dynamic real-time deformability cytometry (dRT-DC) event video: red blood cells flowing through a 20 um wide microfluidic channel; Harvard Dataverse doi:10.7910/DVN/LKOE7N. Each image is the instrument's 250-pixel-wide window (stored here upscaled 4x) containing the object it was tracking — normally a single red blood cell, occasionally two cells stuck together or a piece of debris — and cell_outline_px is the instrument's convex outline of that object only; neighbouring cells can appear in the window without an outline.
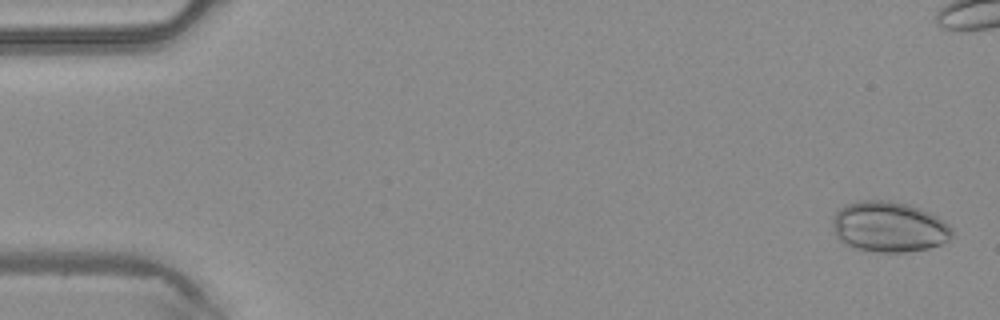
{"species": "common noctule bat (a hibernating species)", "species_latin": "Nyctalus noctula", "temperature_condition": "warm", "stored_images_in_passage": 48, "camera_frame_rate_fps": 3000, "um_per_image_px": 0.085, "animal": {"sex": "male", "body_mass_g": 20.4}, "frame": {"image": 1, "passage_image": 2, "time_ms": 0.333, "image_size_px": [1000, 320], "cell_outline_px": [[952, 236], [940, 244], [928, 248], [904, 252], [880, 252], [856, 248], [844, 244], [836, 236], [832, 224], [832, 220], [836, 212], [844, 204], [860, 200], [888, 200], [908, 204], [920, 208], [936, 216], [948, 224], [952, 232]], "centroid_in_image_um": [75.52, 19.27], "position_along_channel_um": 9.5, "area_um2": 35.08}}
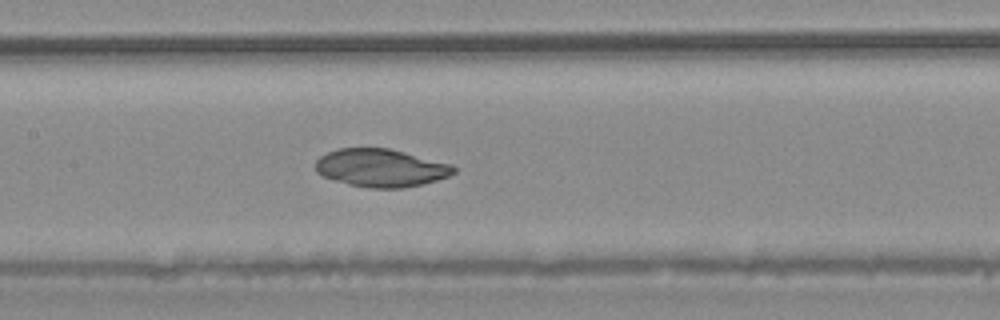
{"frame": {"image": 2, "passage_image": 23, "time_ms": 7.333, "image_size_px": [1000, 320], "cell_outline_px": [[456, 172], [448, 176], [424, 184], [404, 188], [368, 188], [348, 184], [324, 176], [316, 172], [316, 160], [320, 156], [336, 148], [388, 148], [452, 164], [456, 168]], "centroid_in_image_um": [32.38, 14.27], "position_along_channel_um": 175.0, "area_um2": 30.52}}
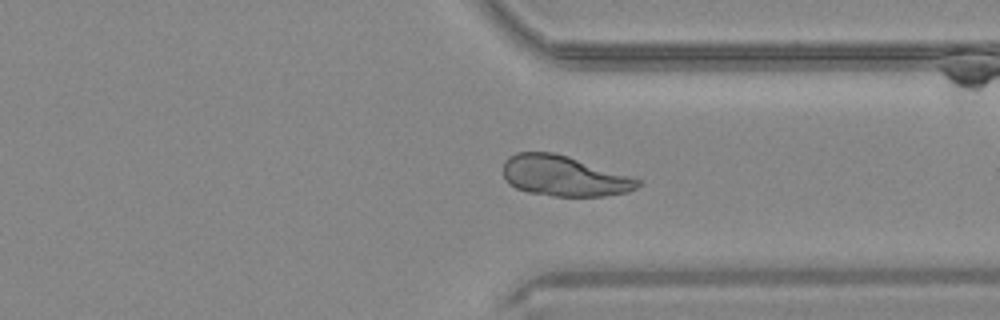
{"frame": {"image": 3, "passage_image": 36, "time_ms": 11.667, "image_size_px": [1000, 320], "cell_outline_px": [[640, 184], [636, 188], [628, 192], [604, 196], [552, 196], [528, 192], [516, 188], [508, 184], [504, 180], [504, 160], [508, 156], [516, 152], [552, 152], [568, 156], [632, 176], [640, 180]], "centroid_in_image_um": [47.92, 14.95], "position_along_channel_um": 363.5, "area_um2": 31.91}}